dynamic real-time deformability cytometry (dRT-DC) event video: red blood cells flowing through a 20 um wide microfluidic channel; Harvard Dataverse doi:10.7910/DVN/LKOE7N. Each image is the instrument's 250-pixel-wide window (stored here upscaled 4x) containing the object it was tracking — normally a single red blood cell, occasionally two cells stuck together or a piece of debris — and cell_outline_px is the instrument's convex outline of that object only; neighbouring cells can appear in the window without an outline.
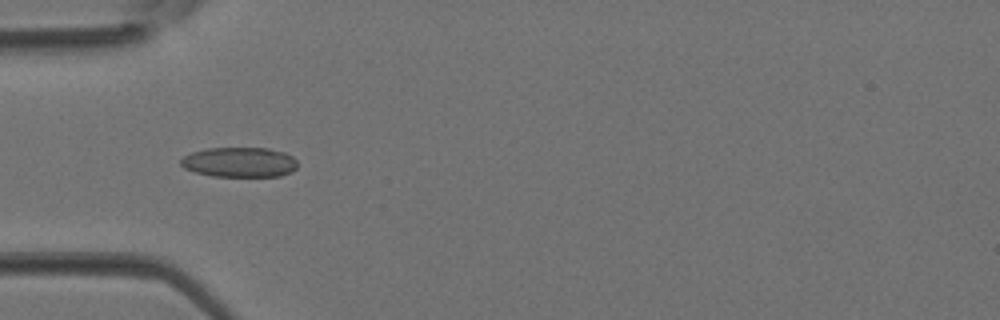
{"species": "Egyptian fruit bat (a non-hibernating species)", "species_latin": "Rousettus aegyptiacus", "temperature_condition": "room temperature", "stored_images_in_passage": 4, "camera_frame_rate_fps": 3000, "um_per_image_px": 0.085, "animal": {"sex": "female"}, "frame": {"image": 1, "passage_image": 3, "time_ms": 0.667, "image_size_px": [1000, 320], "cell_outline_px": [[296, 168], [292, 172], [280, 176], [212, 176], [196, 172], [184, 168], [180, 164], [180, 160], [184, 156], [192, 152], [208, 148], [268, 148], [284, 152], [292, 156], [296, 160]], "centroid_in_image_um": [20.36, 13.78], "position_along_channel_um": 64.6, "area_um2": 20.35}}
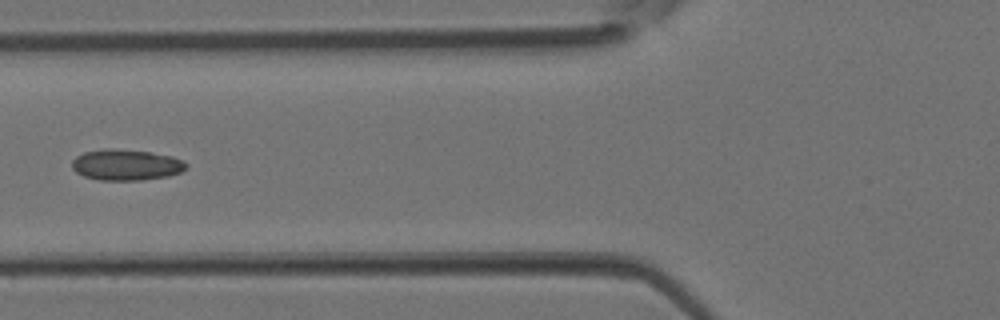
{"frame": {"image": 2, "passage_image": 4, "time_ms": 1.0, "image_size_px": [1000, 320], "cell_outline_px": [[188, 168], [180, 172], [168, 176], [140, 180], [100, 180], [84, 176], [76, 172], [72, 168], [72, 160], [76, 156], [84, 152], [104, 148], [112, 148], [148, 152], [172, 156], [184, 160], [188, 164]], "centroid_in_image_um": [10.73, 14.01], "position_along_channel_um": 115.1, "area_um2": 20.69}}